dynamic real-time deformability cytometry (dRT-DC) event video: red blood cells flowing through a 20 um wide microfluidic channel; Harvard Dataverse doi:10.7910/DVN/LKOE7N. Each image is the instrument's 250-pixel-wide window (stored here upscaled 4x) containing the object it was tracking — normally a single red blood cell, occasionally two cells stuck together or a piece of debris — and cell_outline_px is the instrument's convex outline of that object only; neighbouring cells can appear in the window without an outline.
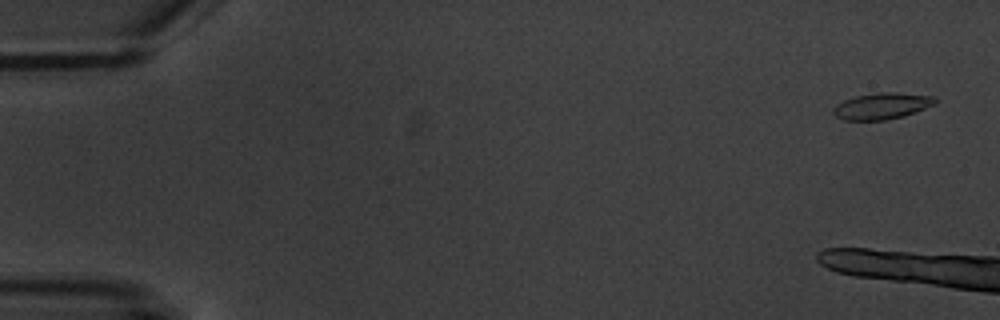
{"species": "common noctule bat (a hibernating species)", "species_latin": "Nyctalus noctula", "temperature_condition": "warm", "stored_images_in_passage": 8, "camera_frame_rate_fps": 3000, "um_per_image_px": 0.085, "animal": {"sex": "male", "body_mass_g": 20.1, "forearm_length_mm": 53.5}, "frame": {"image": 1, "passage_image": 1, "time_ms": 0.0, "image_size_px": [1000, 320], "cell_outline_px": [[936, 104], [904, 116], [884, 120], [844, 120], [836, 116], [832, 112], [832, 108], [836, 104], [844, 100], [856, 96], [880, 92], [896, 92], [936, 96]], "centroid_in_image_um": [74.97, 9.0], "position_along_channel_um": 10.0, "area_um2": 15.72}}
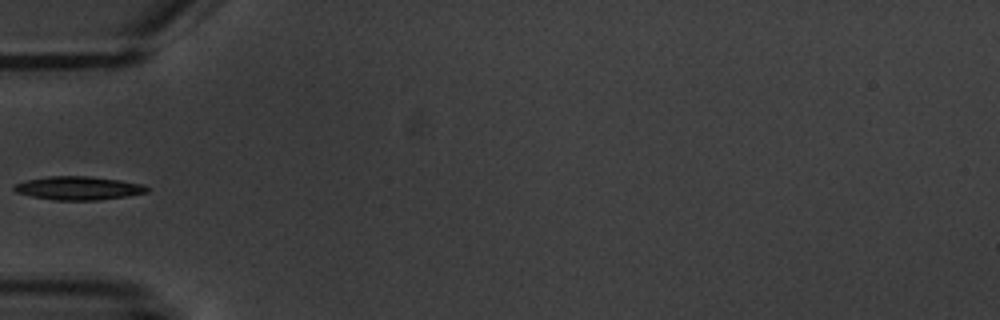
{"frame": {"image": 2, "passage_image": 7, "time_ms": 8.0, "image_size_px": [1000, 320], "cell_outline_px": [[148, 192], [124, 196], [96, 200], [52, 200], [32, 196], [16, 192], [12, 188], [16, 184], [28, 180], [48, 176], [88, 176], [120, 180], [140, 184], [148, 188]], "centroid_in_image_um": [6.63, 15.99], "position_along_channel_um": 78.4, "area_um2": 17.86}}